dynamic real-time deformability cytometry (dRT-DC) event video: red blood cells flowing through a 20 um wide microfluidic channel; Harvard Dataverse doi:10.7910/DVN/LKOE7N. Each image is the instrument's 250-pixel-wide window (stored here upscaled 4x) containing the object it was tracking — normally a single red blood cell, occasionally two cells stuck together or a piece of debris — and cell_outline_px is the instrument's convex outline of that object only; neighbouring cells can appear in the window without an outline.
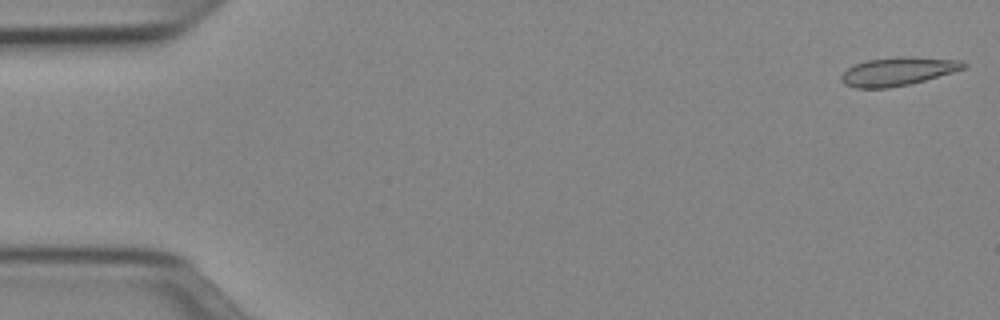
{"species": "Egyptian fruit bat (a non-hibernating species)", "species_latin": "Rousettus aegyptiacus", "temperature_condition": "cold", "stored_images_in_passage": 51, "camera_frame_rate_fps": 3000, "um_per_image_px": 0.085, "animal": {"sex": "female"}, "frame": {"image": 1, "passage_image": 1, "time_ms": 0.0, "image_size_px": [1000, 320], "cell_outline_px": [[968, 64], [964, 68], [952, 72], [924, 80], [908, 84], [888, 88], [856, 88], [844, 84], [840, 80], [840, 76], [848, 68], [864, 60], [900, 56], [964, 60]], "centroid_in_image_um": [76.3, 6.06], "position_along_channel_um": 8.7, "area_um2": 20.17}}
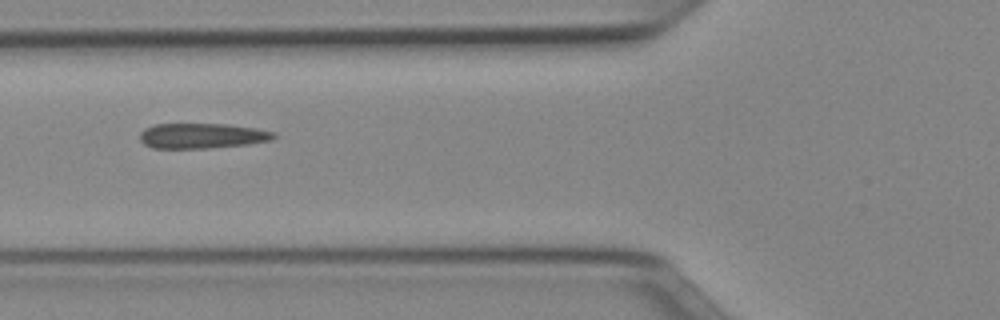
{"frame": {"image": 2, "passage_image": 19, "time_ms": 6.0, "image_size_px": [1000, 320], "cell_outline_px": [[276, 136], [272, 140], [248, 144], [208, 148], [152, 148], [144, 144], [140, 140], [140, 132], [144, 128], [156, 124], [228, 124], [256, 128], [276, 132]], "centroid_in_image_um": [17.18, 11.54], "position_along_channel_um": 108.6, "area_um2": 19.77}}
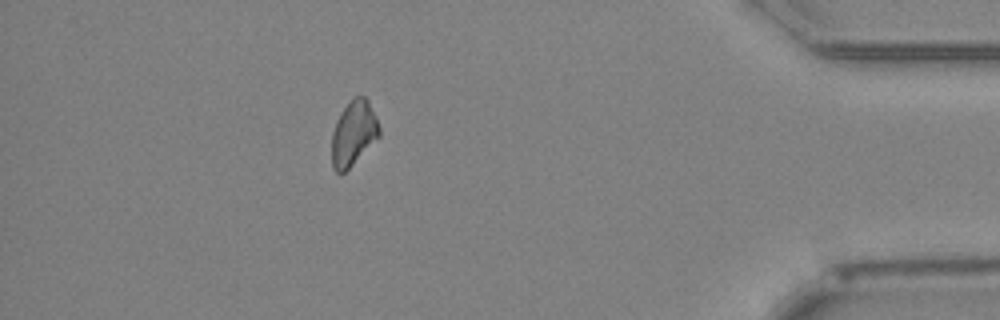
{"frame": {"image": 3, "passage_image": 45, "time_ms": 14.667, "image_size_px": [1000, 320], "cell_outline_px": [[380, 136], [344, 172], [336, 172], [332, 168], [332, 132], [336, 120], [340, 112], [352, 96], [364, 96], [368, 100], [376, 116], [380, 128]], "centroid_in_image_um": [30.04, 11.28], "position_along_channel_um": 405.2, "area_um2": 17.98}}